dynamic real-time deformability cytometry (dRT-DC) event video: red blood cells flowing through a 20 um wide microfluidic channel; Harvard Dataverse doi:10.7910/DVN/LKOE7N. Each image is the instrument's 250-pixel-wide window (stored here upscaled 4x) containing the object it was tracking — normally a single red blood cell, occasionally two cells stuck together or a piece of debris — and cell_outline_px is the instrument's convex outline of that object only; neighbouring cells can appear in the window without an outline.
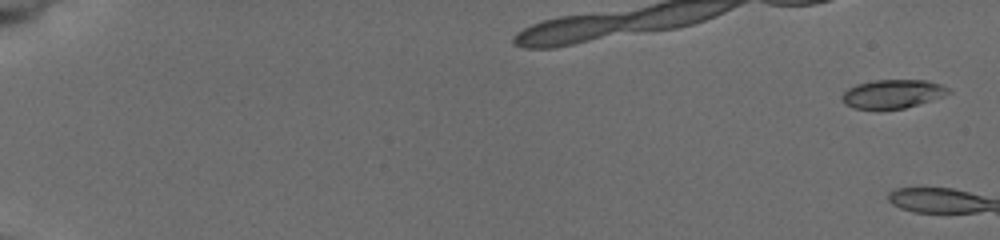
{"species": "common noctule bat (a hibernating species)", "species_latin": "Nyctalus noctula", "temperature_condition": "cold", "stored_images_in_passage": 6, "camera_frame_rate_fps": 3000, "um_per_image_px": 0.085, "animal": {"sex": "female", "body_mass_g": 19.5, "forearm_length_mm": 54.1}, "frame": {"image": 1, "passage_image": 1, "time_ms": 0.0, "image_size_px": [1000, 240], "cell_outline_px": [[952, 92], [944, 96], [904, 108], [880, 112], [852, 108], [844, 104], [840, 100], [840, 96], [848, 88], [856, 84], [876, 80], [924, 80], [940, 84], [948, 88]], "centroid_in_image_um": [75.79, 8.02], "position_along_channel_um": 9.2, "area_um2": 18.38}}